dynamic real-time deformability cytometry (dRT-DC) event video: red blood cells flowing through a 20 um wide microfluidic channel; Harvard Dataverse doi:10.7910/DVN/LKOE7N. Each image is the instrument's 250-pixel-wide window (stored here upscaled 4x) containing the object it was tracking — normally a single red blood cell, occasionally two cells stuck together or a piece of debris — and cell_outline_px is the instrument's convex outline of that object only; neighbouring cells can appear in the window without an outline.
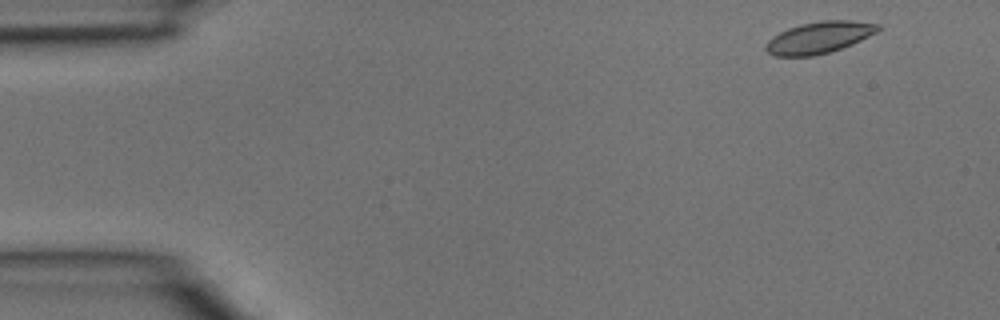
{"species": "common noctule bat (a hibernating species)", "species_latin": "Nyctalus noctula", "temperature_condition": "room temperature", "stored_images_in_passage": 4, "segment_of_instrument_passage": [1, 2], "camera_frame_rate_fps": 3000, "um_per_image_px": 0.085, "animal": {"sex": "male", "body_mass_g": 15.6}, "frame": {"image": 1, "passage_image": 1, "time_ms": 0.0, "image_size_px": [1000, 320], "cell_outline_px": [[880, 28], [876, 32], [852, 44], [828, 52], [812, 56], [776, 56], [768, 52], [764, 48], [764, 44], [772, 36], [788, 28], [800, 24], [820, 20], [852, 20], [880, 24]], "centroid_in_image_um": [69.59, 3.17], "position_along_channel_um": 15.4, "area_um2": 20.63}}